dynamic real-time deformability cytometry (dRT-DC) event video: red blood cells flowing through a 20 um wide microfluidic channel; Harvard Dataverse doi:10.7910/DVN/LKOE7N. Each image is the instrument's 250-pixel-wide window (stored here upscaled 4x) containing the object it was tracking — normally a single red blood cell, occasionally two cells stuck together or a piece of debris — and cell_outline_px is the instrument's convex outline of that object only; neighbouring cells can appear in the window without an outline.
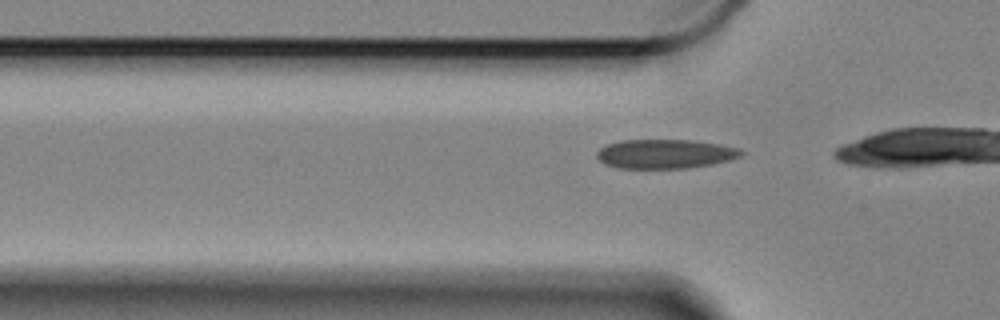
{"species": "Egyptian fruit bat (a non-hibernating species)", "species_latin": "Rousettus aegyptiacus", "temperature_condition": "cold", "stored_images_in_passage": 15, "camera_frame_rate_fps": 3000, "um_per_image_px": 0.085, "animal": {"sex": "female"}, "frame": {"image": 1, "passage_image": 8, "time_ms": 2.333, "image_size_px": [1000, 320], "cell_outline_px": [[744, 152], [740, 156], [728, 160], [712, 164], [688, 168], [616, 168], [604, 164], [596, 156], [596, 152], [600, 148], [608, 144], [620, 140], [692, 140], [740, 148]], "centroid_in_image_um": [56.5, 13.08], "position_along_channel_um": 69.3, "area_um2": 24.51}}
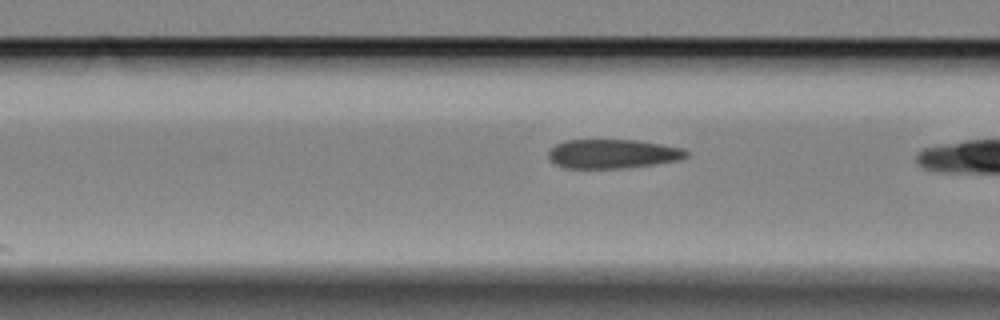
{"frame": {"image": 2, "passage_image": 12, "time_ms": 3.667, "image_size_px": [1000, 320], "cell_outline_px": [[692, 152], [688, 156], [680, 160], [628, 168], [564, 168], [556, 164], [548, 156], [548, 152], [556, 144], [564, 140], [636, 140], [660, 144], [680, 148]], "centroid_in_image_um": [52.1, 13.08], "position_along_channel_um": 114.5, "area_um2": 23.41}}